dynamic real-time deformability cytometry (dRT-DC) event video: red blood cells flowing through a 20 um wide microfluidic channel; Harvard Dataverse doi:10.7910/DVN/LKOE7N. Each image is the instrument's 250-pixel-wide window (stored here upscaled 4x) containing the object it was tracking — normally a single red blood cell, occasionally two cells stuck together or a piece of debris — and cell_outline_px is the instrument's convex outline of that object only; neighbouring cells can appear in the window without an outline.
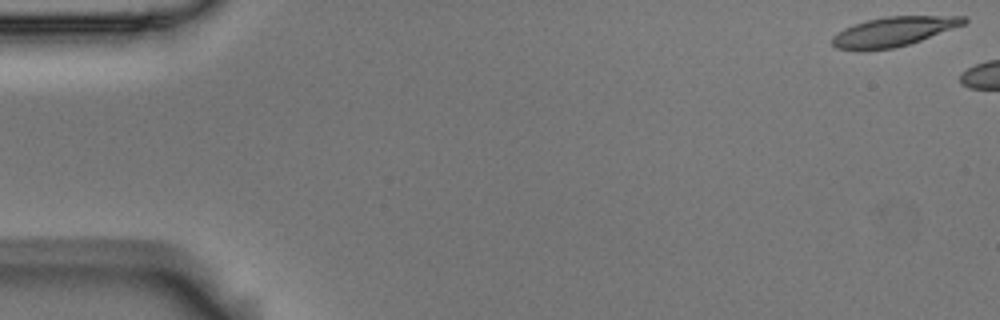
{"species": "Egyptian fruit bat (a non-hibernating species)", "species_latin": "Rousettus aegyptiacus", "temperature_condition": "room temperature", "stored_images_in_passage": 6, "camera_frame_rate_fps": 3000, "um_per_image_px": 0.085, "animal": {"sex": "male"}, "frame": {"image": 1, "passage_image": 1, "time_ms": 0.0, "image_size_px": [1000, 320], "cell_outline_px": [[968, 20], [964, 24], [920, 40], [908, 44], [892, 48], [860, 52], [856, 52], [836, 48], [832, 44], [832, 36], [836, 32], [844, 28], [868, 20], [888, 16], [964, 16]], "centroid_in_image_um": [75.86, 2.71], "position_along_channel_um": 9.1, "area_um2": 22.6}}